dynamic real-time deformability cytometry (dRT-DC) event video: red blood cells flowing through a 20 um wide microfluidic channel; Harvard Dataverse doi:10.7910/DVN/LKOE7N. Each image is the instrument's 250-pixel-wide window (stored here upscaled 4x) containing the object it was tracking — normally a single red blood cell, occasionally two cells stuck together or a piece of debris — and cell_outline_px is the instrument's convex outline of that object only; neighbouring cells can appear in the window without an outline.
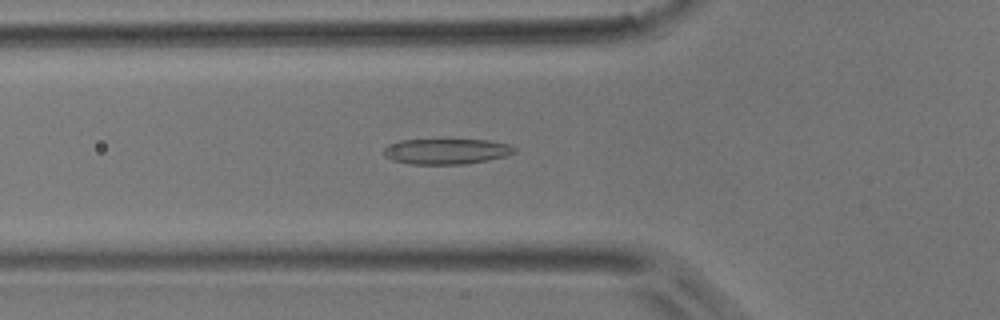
{"species": "common noctule bat (a hibernating species)", "species_latin": "Nyctalus noctula", "temperature_condition": "room temperature", "stored_images_in_passage": 5, "camera_frame_rate_fps": 3000, "um_per_image_px": 0.085, "animal": {"sex": "male", "body_mass_g": 17.9}, "frame": {"image": 1, "passage_image": 2, "time_ms": 0.333, "image_size_px": [1000, 320], "cell_outline_px": [[516, 152], [508, 156], [464, 164], [412, 164], [392, 160], [384, 156], [384, 148], [388, 144], [400, 140], [488, 140], [508, 144], [516, 148]], "centroid_in_image_um": [37.94, 12.87], "position_along_channel_um": 87.9, "area_um2": 19.42}}
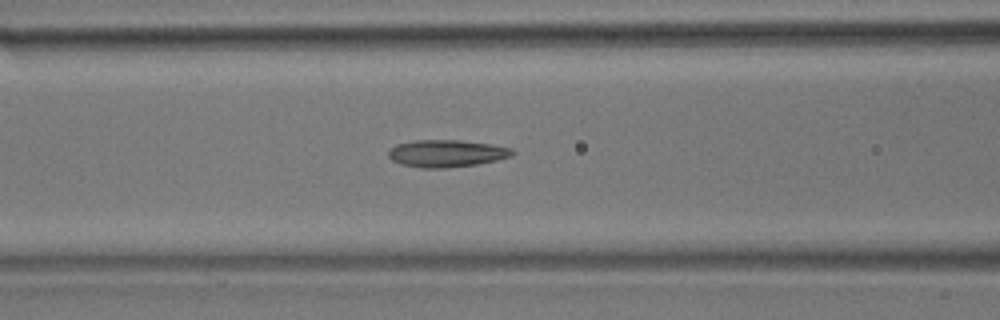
{"frame": {"image": 2, "passage_image": 5, "time_ms": 1.333, "image_size_px": [1000, 320], "cell_outline_px": [[516, 152], [512, 156], [496, 160], [476, 164], [444, 168], [420, 168], [400, 164], [392, 160], [388, 156], [388, 152], [396, 144], [416, 140], [460, 140], [488, 144], [512, 148]], "centroid_in_image_um": [37.94, 13.04], "position_along_channel_um": 128.7, "area_um2": 19.59}}